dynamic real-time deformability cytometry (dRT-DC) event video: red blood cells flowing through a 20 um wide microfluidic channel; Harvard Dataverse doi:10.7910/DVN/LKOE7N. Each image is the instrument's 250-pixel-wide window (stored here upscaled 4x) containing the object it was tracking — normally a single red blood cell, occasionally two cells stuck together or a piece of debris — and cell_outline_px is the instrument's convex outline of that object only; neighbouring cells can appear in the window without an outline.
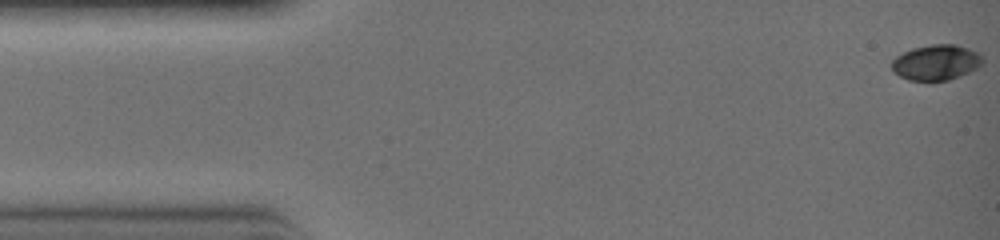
{"species": "common noctule bat (a hibernating species)", "species_latin": "Nyctalus noctula", "temperature_condition": "warm", "stored_images_in_passage": 32, "camera_frame_rate_fps": 3000, "um_per_image_px": 0.085, "animal": {"sex": "female", "body_mass_g": 19.0, "forearm_length_mm": 51.5}, "frame": {"image": 1, "passage_image": 1, "time_ms": 0.0, "image_size_px": [1000, 240], "cell_outline_px": [[980, 64], [976, 68], [968, 72], [948, 80], [908, 80], [900, 76], [892, 68], [892, 60], [896, 56], [912, 48], [932, 44], [952, 44], [968, 48], [976, 52], [980, 56]], "centroid_in_image_um": [79.52, 5.3], "position_along_channel_um": 5.5, "area_um2": 18.26}}
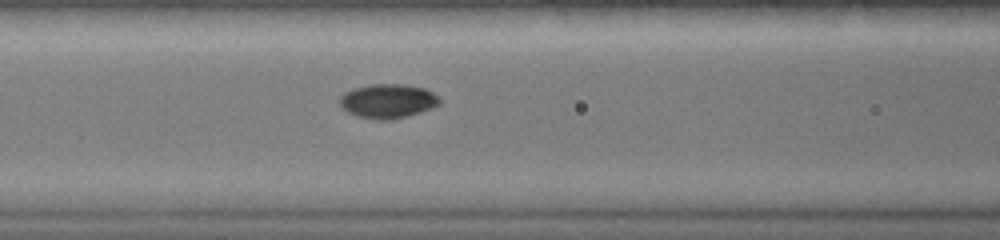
{"frame": {"image": 2, "passage_image": 13, "time_ms": 4.0, "image_size_px": [1000, 240], "cell_outline_px": [[440, 104], [432, 108], [408, 116], [392, 120], [376, 120], [356, 116], [348, 112], [340, 104], [340, 96], [344, 92], [352, 88], [368, 84], [400, 84], [428, 88], [440, 96]], "centroid_in_image_um": [32.99, 8.58], "position_along_channel_um": 133.6, "area_um2": 20.29}}
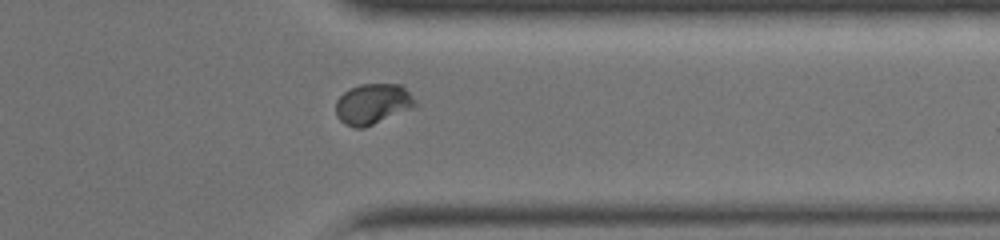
{"frame": {"image": 3, "passage_image": 25, "time_ms": 8.0, "image_size_px": [1000, 240], "cell_outline_px": [[416, 108], [364, 128], [356, 128], [344, 124], [336, 116], [336, 100], [344, 92], [360, 84], [400, 84], [416, 100]], "centroid_in_image_um": [31.7, 8.86], "position_along_channel_um": 379.7, "area_um2": 18.96}}